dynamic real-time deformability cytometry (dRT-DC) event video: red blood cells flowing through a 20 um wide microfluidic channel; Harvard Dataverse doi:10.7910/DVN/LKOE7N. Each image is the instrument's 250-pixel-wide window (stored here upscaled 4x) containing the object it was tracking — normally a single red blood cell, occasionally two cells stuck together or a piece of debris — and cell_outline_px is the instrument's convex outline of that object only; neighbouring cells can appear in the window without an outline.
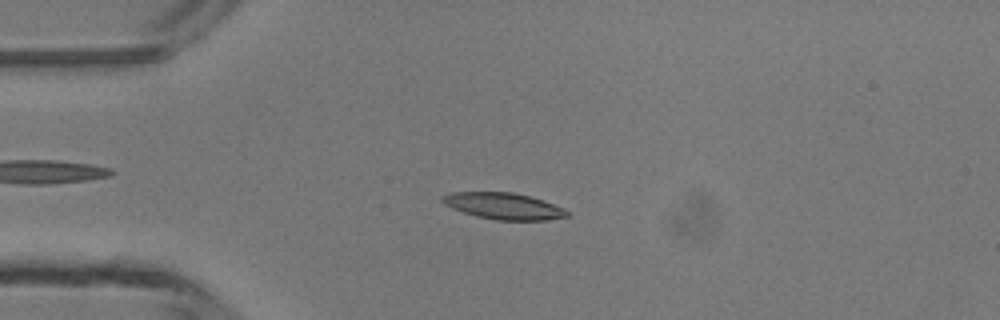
{"species": "common noctule bat (a hibernating species)", "species_latin": "Nyctalus noctula", "temperature_condition": "room temperature", "stored_images_in_passage": 4, "camera_frame_rate_fps": 3000, "um_per_image_px": 0.085, "animal": {"sex": "male", "body_mass_g": 13.3}, "frame": {"image": 1, "passage_image": 2, "time_ms": 1.0, "image_size_px": [1000, 320], "cell_outline_px": [[568, 216], [548, 220], [496, 220], [476, 216], [452, 208], [444, 204], [440, 200], [440, 196], [452, 192], [512, 192], [544, 200], [564, 208], [568, 212]], "centroid_in_image_um": [42.79, 17.51], "position_along_channel_um": 42.2, "area_um2": 19.25}}
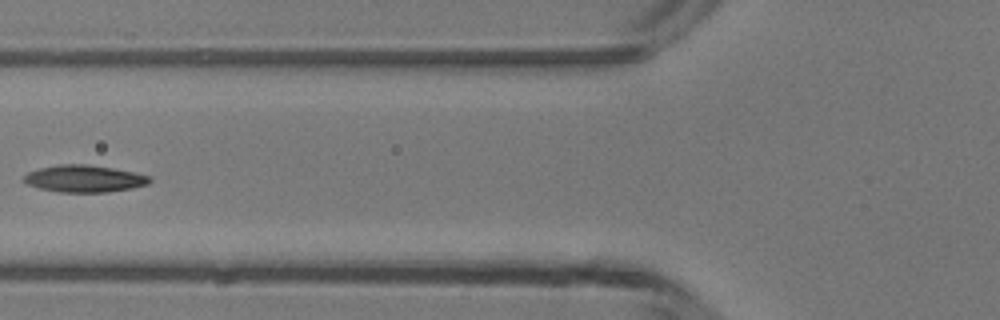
{"frame": {"image": 2, "passage_image": 4, "time_ms": 3.333, "image_size_px": [1000, 320], "cell_outline_px": [[152, 180], [148, 184], [132, 188], [108, 192], [60, 192], [40, 188], [28, 184], [20, 180], [28, 172], [40, 168], [60, 164], [88, 164], [136, 172], [152, 176]], "centroid_in_image_um": [7.19, 15.18], "position_along_channel_um": 118.6, "area_um2": 19.94}}